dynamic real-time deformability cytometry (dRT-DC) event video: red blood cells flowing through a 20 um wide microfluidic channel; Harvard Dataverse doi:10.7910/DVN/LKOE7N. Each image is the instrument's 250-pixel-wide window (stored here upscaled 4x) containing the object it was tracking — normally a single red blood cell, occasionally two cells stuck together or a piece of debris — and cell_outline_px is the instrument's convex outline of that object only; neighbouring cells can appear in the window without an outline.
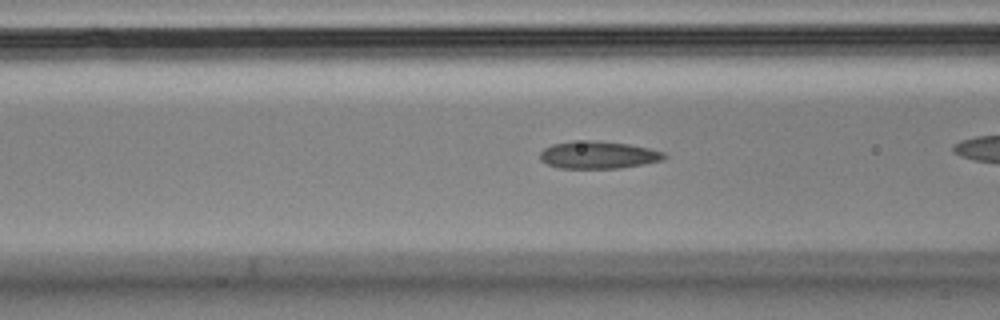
{"species": "Egyptian fruit bat (a non-hibernating species)", "species_latin": "Rousettus aegyptiacus", "temperature_condition": "cold", "stored_images_in_passage": 40, "camera_frame_rate_fps": 3000, "um_per_image_px": 0.085, "animal": {"sex": "male"}, "frame": {"image": 1, "passage_image": 18, "time_ms": 5.667, "image_size_px": [1000, 320], "cell_outline_px": [[668, 156], [664, 160], [644, 164], [620, 168], [560, 168], [548, 164], [540, 160], [540, 152], [544, 148], [552, 144], [572, 140], [596, 140], [628, 144], [648, 148], [664, 152]], "centroid_in_image_um": [50.85, 13.16], "position_along_channel_um": 115.7, "area_um2": 20.06}}